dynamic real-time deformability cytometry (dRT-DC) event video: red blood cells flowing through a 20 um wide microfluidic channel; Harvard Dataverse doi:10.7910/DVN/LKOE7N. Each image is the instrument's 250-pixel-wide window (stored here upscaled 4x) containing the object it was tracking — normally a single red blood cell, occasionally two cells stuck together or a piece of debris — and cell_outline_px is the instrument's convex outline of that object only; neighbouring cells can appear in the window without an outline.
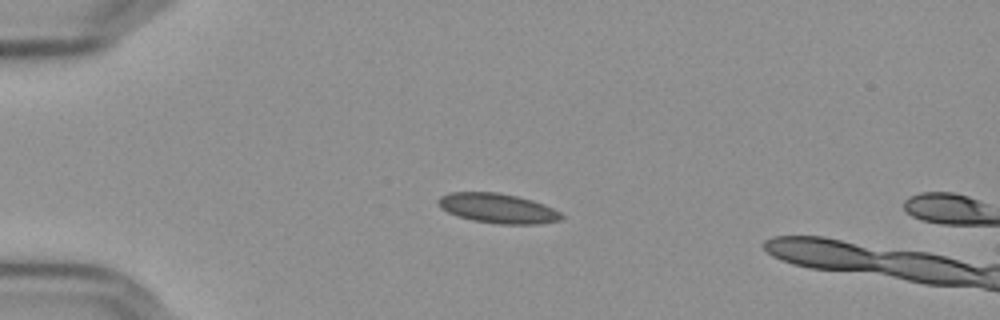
{"species": "Egyptian fruit bat (a non-hibernating species)", "species_latin": "Rousettus aegyptiacus", "temperature_condition": "cold", "stored_images_in_passage": 17, "camera_frame_rate_fps": 3000, "um_per_image_px": 0.085, "frame": {"image": 1, "passage_image": 15, "time_ms": 4.667, "image_size_px": [1000, 320], "cell_outline_px": [[564, 216], [560, 220], [536, 224], [500, 224], [472, 220], [456, 216], [440, 208], [436, 204], [436, 200], [440, 196], [448, 192], [496, 192], [516, 196], [532, 200], [544, 204], [560, 212]], "centroid_in_image_um": [42.25, 17.7], "position_along_channel_um": 42.7, "area_um2": 21.44}}